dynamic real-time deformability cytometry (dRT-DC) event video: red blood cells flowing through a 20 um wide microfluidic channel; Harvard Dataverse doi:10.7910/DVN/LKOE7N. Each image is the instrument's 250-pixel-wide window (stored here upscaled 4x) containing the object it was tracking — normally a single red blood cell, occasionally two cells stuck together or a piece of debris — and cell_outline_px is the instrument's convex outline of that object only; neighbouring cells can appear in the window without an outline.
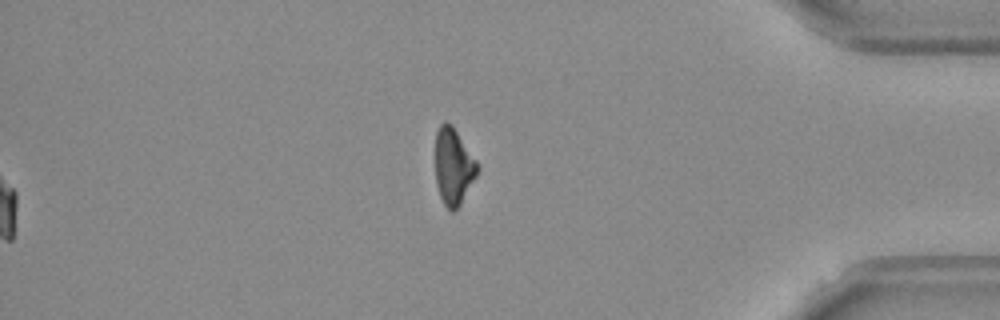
{"species": "Egyptian fruit bat (a non-hibernating species)", "species_latin": "Rousettus aegyptiacus", "temperature_condition": "warm", "stored_images_in_passage": 54, "segment_of_instrument_passage": [2, 2], "camera_frame_rate_fps": 3000, "um_per_image_px": 0.085, "frame": {"image": 1, "passage_image": 54, "time_ms": 17.667, "image_size_px": [1000, 320], "cell_outline_px": [[480, 168], [476, 176], [460, 204], [452, 212], [444, 204], [440, 196], [436, 184], [436, 132], [440, 124], [444, 120], [448, 120], [452, 124], [476, 160]], "centroid_in_image_um": [38.54, 14.1], "position_along_channel_um": 396.7, "area_um2": 18.67}}